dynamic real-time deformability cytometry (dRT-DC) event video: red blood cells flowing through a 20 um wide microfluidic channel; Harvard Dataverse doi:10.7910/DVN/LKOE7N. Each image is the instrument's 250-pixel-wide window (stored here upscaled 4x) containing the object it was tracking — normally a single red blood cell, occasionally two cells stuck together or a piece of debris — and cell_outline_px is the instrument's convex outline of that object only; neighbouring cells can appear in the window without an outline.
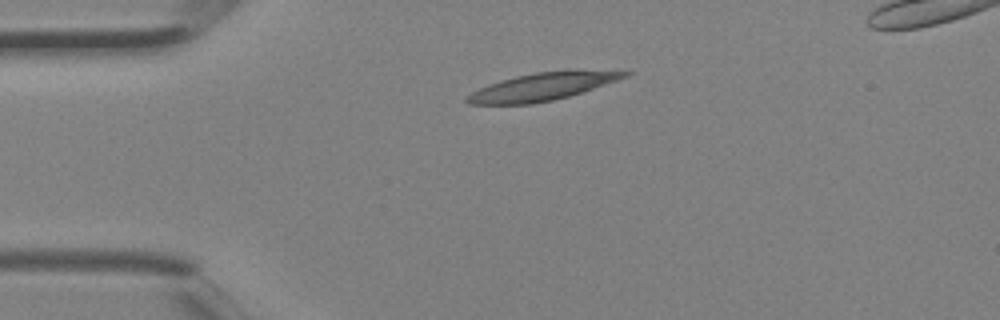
{"species": "Egyptian fruit bat (a non-hibernating species)", "species_latin": "Rousettus aegyptiacus", "temperature_condition": "room temperature", "stored_images_in_passage": 3, "camera_frame_rate_fps": 3000, "um_per_image_px": 0.085, "animal": {"sex": "female"}, "frame": {"image": 1, "passage_image": 3, "time_ms": 0.667, "image_size_px": [1000, 320], "cell_outline_px": [[632, 72], [628, 76], [568, 96], [552, 100], [532, 104], [468, 104], [464, 100], [464, 96], [488, 84], [500, 80], [516, 76], [536, 72], [568, 68], [572, 68]], "centroid_in_image_um": [46.08, 7.33], "position_along_channel_um": 38.9, "area_um2": 25.61}}